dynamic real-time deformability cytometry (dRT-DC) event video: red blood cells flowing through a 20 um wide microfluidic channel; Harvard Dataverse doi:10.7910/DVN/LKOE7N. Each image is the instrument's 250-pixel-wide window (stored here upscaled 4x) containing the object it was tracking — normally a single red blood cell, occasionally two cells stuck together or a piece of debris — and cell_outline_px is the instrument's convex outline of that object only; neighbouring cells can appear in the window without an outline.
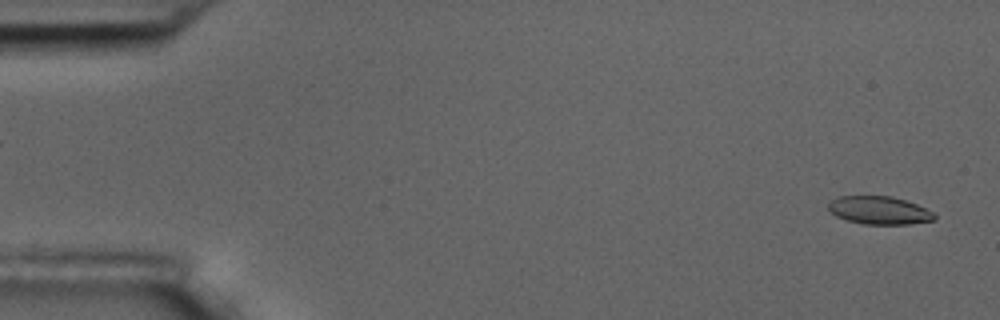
{"species": "common noctule bat (a hibernating species)", "species_latin": "Nyctalus noctula", "temperature_condition": "room temperature", "stored_images_in_passage": 55, "camera_frame_rate_fps": 3000, "um_per_image_px": 0.085, "animal": {"sex": "male", "body_mass_g": 17.5, "forearm_length_mm": 52.3}, "frame": {"image": 1, "passage_image": 2, "time_ms": 0.333, "image_size_px": [1000, 320], "cell_outline_px": [[936, 220], [912, 224], [864, 224], [848, 220], [836, 216], [828, 208], [828, 204], [832, 200], [840, 196], [892, 196], [916, 204], [932, 212], [936, 216]], "centroid_in_image_um": [74.76, 17.88], "position_along_channel_um": 10.2, "area_um2": 17.17}}
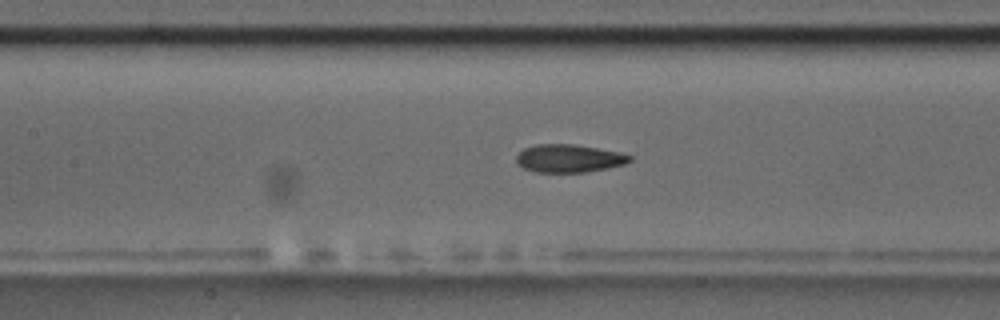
{"frame": {"image": 2, "passage_image": 25, "time_ms": 8.0, "image_size_px": [1000, 320], "cell_outline_px": [[632, 160], [624, 164], [608, 168], [584, 172], [536, 172], [524, 168], [516, 164], [516, 156], [524, 148], [536, 144], [576, 144], [620, 152], [632, 156]], "centroid_in_image_um": [48.35, 13.46], "position_along_channel_um": 159.0, "area_um2": 18.55}}
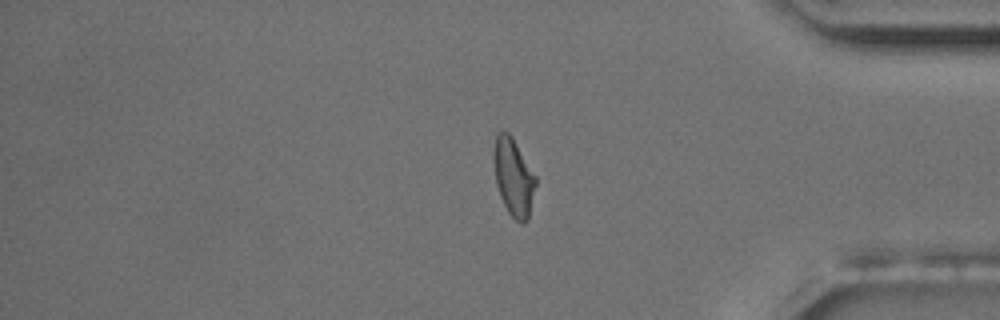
{"frame": {"image": 3, "passage_image": 46, "time_ms": 15.0, "image_size_px": [1000, 320], "cell_outline_px": [[536, 184], [528, 220], [520, 224], [508, 212], [500, 196], [496, 184], [492, 156], [492, 152], [496, 132], [508, 132], [512, 136], [536, 176]], "centroid_in_image_um": [43.63, 15.03], "position_along_channel_um": 391.6, "area_um2": 19.13}, "authors_computed_cell_mechanics": {"area_um2": 18.8428, "velocity_mm_per_s": 3.6485, "shape_relaxation_time_tau1_ms": null, "shape_relaxation_time_tau2_ms": 1.5328, "deformation_change_tau1": null, "deformation_change_tau2": 0.0746}}